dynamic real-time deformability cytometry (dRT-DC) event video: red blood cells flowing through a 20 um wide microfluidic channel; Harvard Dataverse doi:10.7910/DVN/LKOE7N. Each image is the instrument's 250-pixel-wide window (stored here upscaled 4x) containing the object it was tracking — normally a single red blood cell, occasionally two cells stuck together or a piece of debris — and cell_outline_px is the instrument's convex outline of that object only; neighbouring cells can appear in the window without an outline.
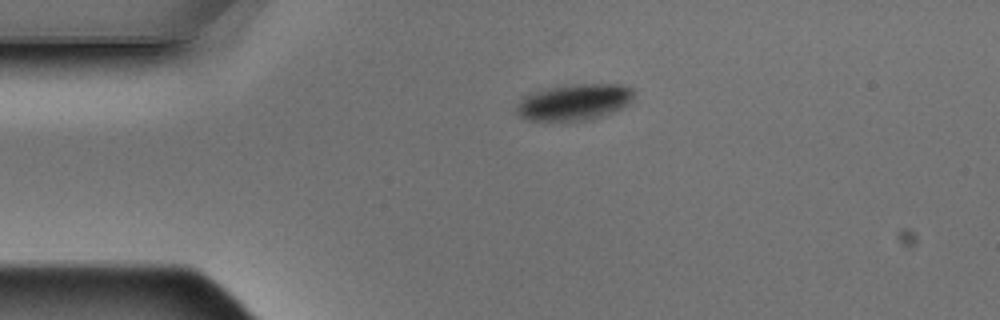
{"species": "Egyptian fruit bat (a non-hibernating species)", "species_latin": "Rousettus aegyptiacus", "temperature_condition": "warm", "stored_images_in_passage": 2, "camera_frame_rate_fps": 3000, "um_per_image_px": 0.085, "animal": {"sex": "male"}, "frame": {"image": 1, "passage_image": 1, "time_ms": 0.0, "image_size_px": [1000, 320], "cell_outline_px": [[632, 96], [628, 104], [604, 116], [588, 120], [528, 120], [520, 116], [516, 112], [516, 104], [524, 96], [536, 92], [552, 88], [576, 84], [620, 84], [632, 88]], "centroid_in_image_um": [48.81, 8.69], "position_along_channel_um": 36.2, "area_um2": 24.33}}